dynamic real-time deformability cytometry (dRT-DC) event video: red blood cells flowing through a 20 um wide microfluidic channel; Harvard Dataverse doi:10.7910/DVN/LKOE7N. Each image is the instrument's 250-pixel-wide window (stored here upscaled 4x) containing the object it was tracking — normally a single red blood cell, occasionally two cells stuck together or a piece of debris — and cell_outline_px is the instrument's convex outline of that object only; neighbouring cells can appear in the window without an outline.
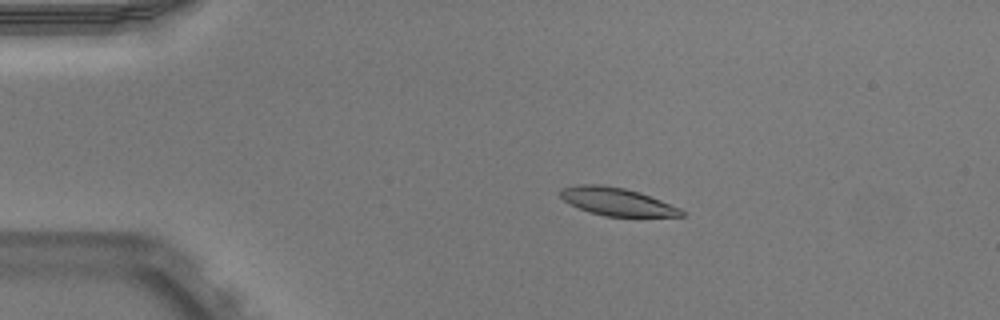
{"species": "Egyptian fruit bat (a non-hibernating species)", "species_latin": "Rousettus aegyptiacus", "temperature_condition": "warm", "stored_images_in_passage": 50, "camera_frame_rate_fps": 3000, "um_per_image_px": 0.085, "animal": {"sex": "male"}, "frame": {"image": 1, "passage_image": 9, "time_ms": 2.667, "image_size_px": [1000, 320], "cell_outline_px": [[684, 216], [604, 216], [588, 212], [564, 200], [560, 196], [560, 192], [564, 188], [576, 184], [604, 184], [624, 188], [640, 192], [680, 208], [684, 212]], "centroid_in_image_um": [52.43, 17.13], "position_along_channel_um": 32.6, "area_um2": 19.48}}
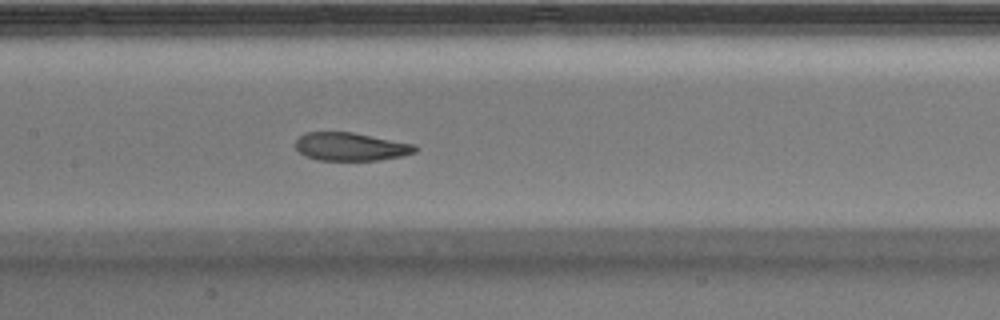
{"frame": {"image": 2, "passage_image": 24, "time_ms": 7.667, "image_size_px": [1000, 320], "cell_outline_px": [[420, 148], [416, 152], [404, 156], [380, 160], [316, 160], [304, 156], [296, 148], [296, 140], [304, 132], [352, 132], [416, 144]], "centroid_in_image_um": [29.86, 12.47], "position_along_channel_um": 177.5, "area_um2": 19.88}}
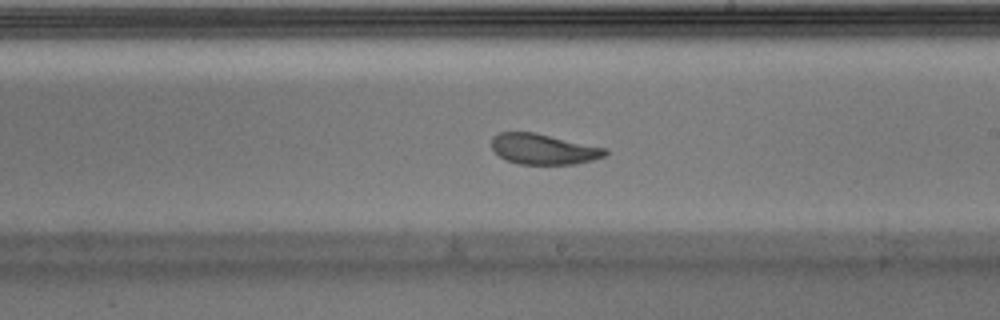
{"frame": {"image": 3, "passage_image": 29, "time_ms": 9.333, "image_size_px": [1000, 320], "cell_outline_px": [[608, 152], [604, 156], [592, 160], [576, 164], [520, 164], [504, 160], [492, 148], [492, 136], [500, 132], [532, 132], [608, 148]], "centroid_in_image_um": [46.2, 12.68], "position_along_channel_um": 242.8, "area_um2": 20.17}, "authors_computed_cell_mechanics": {"area_um2": 20.7502, "velocity_mm_per_s": 3.9206, "shape_relaxation_time_tau1_ms": 6.0779, "shape_relaxation_time_tau2_ms": 2.2903, "deformation_change_tau1": 0.1528, "deformation_change_tau2": 0.0851}}